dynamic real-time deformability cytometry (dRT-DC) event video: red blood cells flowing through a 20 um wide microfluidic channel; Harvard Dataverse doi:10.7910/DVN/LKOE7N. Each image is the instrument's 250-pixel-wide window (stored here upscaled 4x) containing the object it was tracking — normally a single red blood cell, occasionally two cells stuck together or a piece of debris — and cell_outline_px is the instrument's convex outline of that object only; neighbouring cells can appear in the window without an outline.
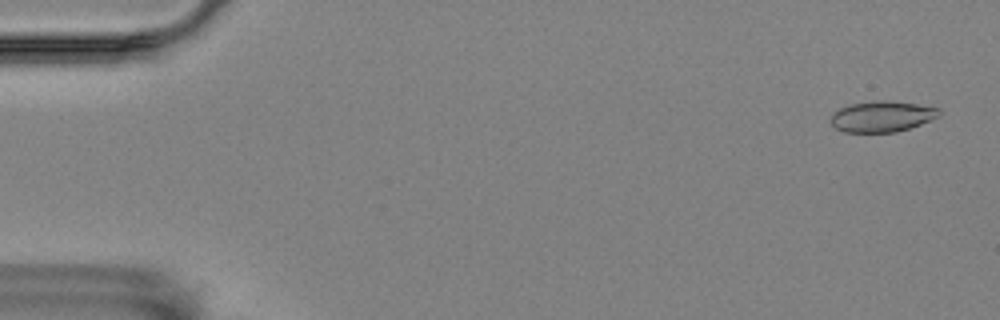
{"species": "Egyptian fruit bat (a non-hibernating species)", "species_latin": "Rousettus aegyptiacus", "temperature_condition": "room temperature", "stored_images_in_passage": 56, "camera_frame_rate_fps": 3000, "um_per_image_px": 0.085, "animal": {"sex": "female"}, "frame": {"image": 1, "passage_image": 2, "time_ms": 0.333, "image_size_px": [1000, 320], "cell_outline_px": [[940, 116], [932, 120], [896, 132], [844, 132], [836, 128], [828, 120], [832, 112], [840, 108], [852, 104], [876, 100], [888, 100], [916, 104], [940, 108]], "centroid_in_image_um": [74.95, 9.89], "position_along_channel_um": 10.0, "area_um2": 19.59}}
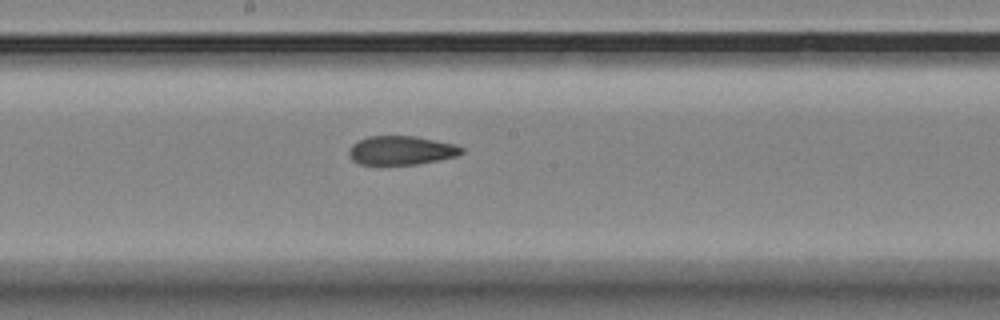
{"frame": {"image": 2, "passage_image": 30, "time_ms": 9.667, "image_size_px": [1000, 320], "cell_outline_px": [[464, 152], [456, 156], [416, 164], [360, 164], [352, 160], [348, 152], [352, 144], [356, 140], [368, 136], [416, 136], [456, 144], [464, 148]], "centroid_in_image_um": [34.1, 12.76], "position_along_channel_um": 214.1, "area_um2": 18.96}}
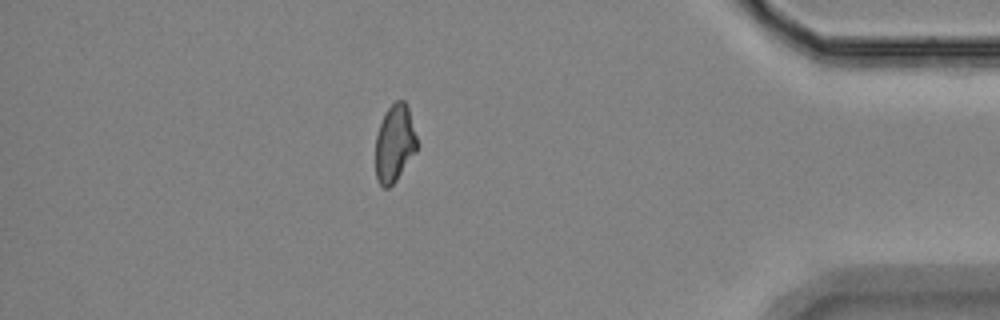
{"frame": {"image": 3, "passage_image": 49, "time_ms": 16.0, "image_size_px": [1000, 320], "cell_outline_px": [[416, 152], [396, 180], [388, 188], [384, 188], [376, 180], [376, 136], [384, 112], [396, 100], [404, 100], [408, 108], [416, 136]], "centroid_in_image_um": [33.53, 12.19], "position_along_channel_um": 401.7, "area_um2": 18.5}, "authors_computed_cell_mechanics": {"area_um2": 19.7965, "velocity_mm_per_s": 3.5485, "shape_relaxation_time_tau1_ms": null, "shape_relaxation_time_tau2_ms": 2.4342, "deformation_change_tau1": null, "deformation_change_tau2": 0.0762}}